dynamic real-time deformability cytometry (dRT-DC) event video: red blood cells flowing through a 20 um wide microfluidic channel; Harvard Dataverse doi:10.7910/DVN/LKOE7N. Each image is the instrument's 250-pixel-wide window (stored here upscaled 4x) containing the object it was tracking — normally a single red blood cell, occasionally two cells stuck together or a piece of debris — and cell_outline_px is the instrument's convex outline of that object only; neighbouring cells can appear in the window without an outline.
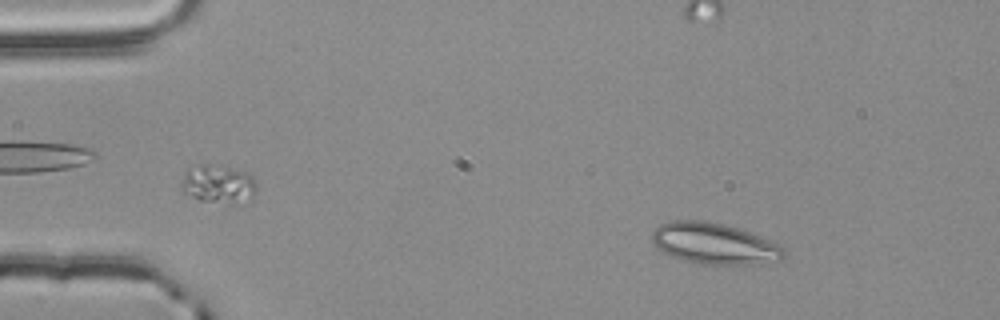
{"species": "common noctule bat (a hibernating species)", "species_latin": "Nyctalus noctula", "temperature_condition": "room temperature", "stored_images_in_passage": 47, "camera_frame_rate_fps": 3000, "um_per_image_px": 0.085, "animal": {"sex": "male", "body_mass_g": 20.4}, "frame": {"image": 1, "passage_image": 8, "time_ms": 2.333, "image_size_px": [1000, 320], "cell_outline_px": [[784, 256], [780, 260], [760, 264], [700, 264], [684, 260], [672, 256], [664, 252], [652, 244], [652, 232], [660, 224], [668, 220], [704, 220], [724, 224], [748, 232], [768, 240], [784, 248]], "centroid_in_image_um": [60.66, 20.7], "position_along_channel_um": 24.3, "area_um2": 31.44}}
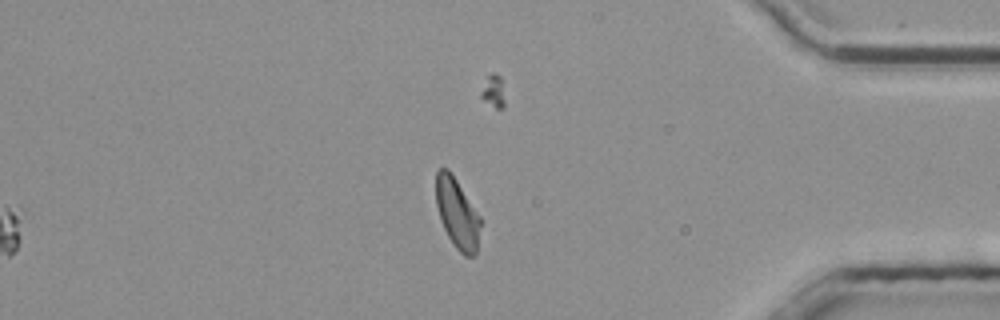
{"frame": {"image": 2, "passage_image": 47, "time_ms": 15.333, "image_size_px": [1000, 320], "cell_outline_px": [[480, 224], [476, 256], [464, 256], [456, 248], [448, 236], [440, 220], [436, 204], [436, 172], [440, 168], [448, 168], [480, 216]], "centroid_in_image_um": [38.85, 18.15], "position_along_channel_um": 396.4, "area_um2": 17.98}}